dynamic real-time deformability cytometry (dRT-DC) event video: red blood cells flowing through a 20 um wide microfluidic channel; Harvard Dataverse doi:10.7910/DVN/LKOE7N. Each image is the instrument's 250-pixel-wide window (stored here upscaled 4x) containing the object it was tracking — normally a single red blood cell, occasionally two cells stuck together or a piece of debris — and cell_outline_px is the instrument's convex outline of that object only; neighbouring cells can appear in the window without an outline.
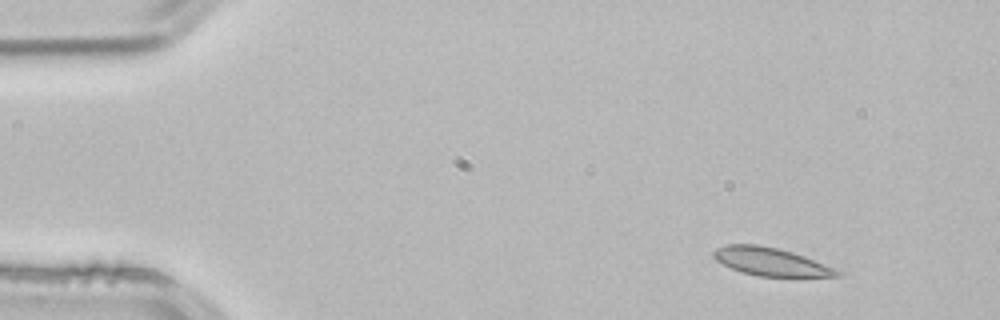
{"species": "common noctule bat (a hibernating species)", "species_latin": "Nyctalus noctula", "temperature_condition": "room temperature", "stored_images_in_passage": 2, "camera_frame_rate_fps": 3000, "um_per_image_px": 0.085, "animal": {"sex": "male", "body_mass_g": 21.5, "forearm_length_mm": 52.0}, "frame": {"image": 1, "passage_image": 1, "time_ms": 0.0, "image_size_px": [1000, 320], "cell_outline_px": [[844, 272], [840, 276], [756, 276], [732, 268], [716, 260], [712, 256], [712, 252], [716, 248], [728, 244], [756, 244], [776, 248], [792, 252], [804, 256]], "centroid_in_image_um": [65.5, 22.24], "position_along_channel_um": 19.5, "area_um2": 19.88}}